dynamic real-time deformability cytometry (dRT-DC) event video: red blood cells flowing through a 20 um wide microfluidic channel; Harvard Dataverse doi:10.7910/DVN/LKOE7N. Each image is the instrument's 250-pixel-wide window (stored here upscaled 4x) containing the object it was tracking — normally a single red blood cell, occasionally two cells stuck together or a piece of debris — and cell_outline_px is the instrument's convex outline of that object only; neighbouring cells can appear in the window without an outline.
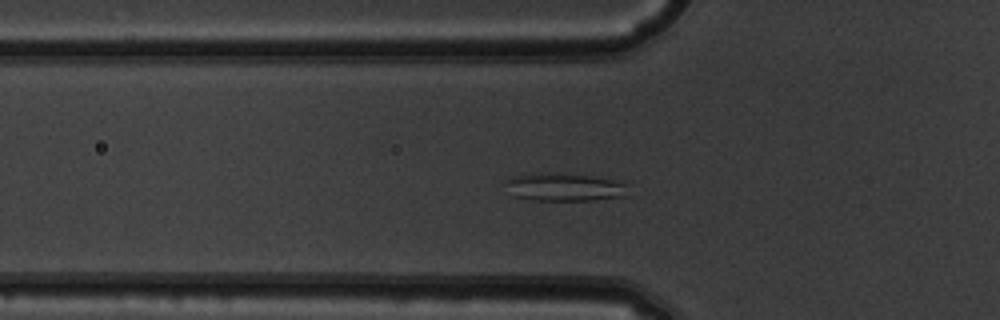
{"species": "common noctule bat (a hibernating species)", "species_latin": "Nyctalus noctula", "temperature_condition": "warm", "stored_images_in_passage": 47, "camera_frame_rate_fps": 3000, "um_per_image_px": 0.085, "animal": {"sex": "male", "body_mass_g": 19.5, "forearm_length_mm": 54.6}, "frame": {"image": 1, "passage_image": 14, "time_ms": 4.333, "image_size_px": [1000, 320], "cell_outline_px": [[632, 184], [624, 196], [592, 200], [532, 200], [512, 196], [504, 180], [512, 176], [548, 172], [588, 176], [624, 180]], "centroid_in_image_um": [48.04, 15.9], "position_along_channel_um": 77.8, "area_um2": 20.29}}
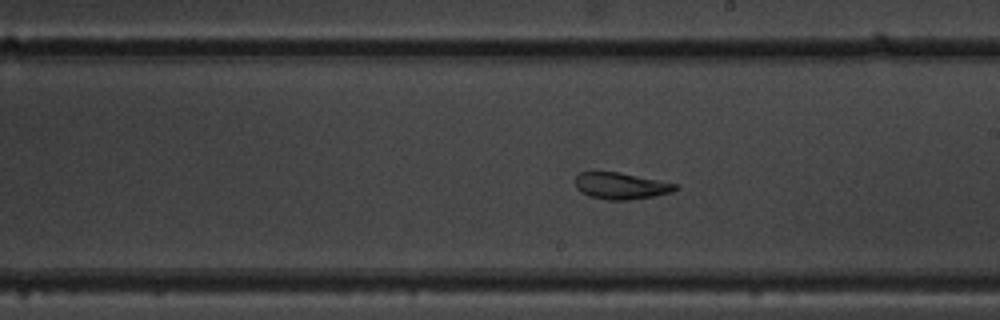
{"frame": {"image": 2, "passage_image": 26, "time_ms": 8.333, "image_size_px": [1000, 320], "cell_outline_px": [[680, 188], [672, 192], [652, 196], [628, 200], [608, 200], [588, 196], [580, 192], [576, 188], [576, 176], [580, 172], [620, 172], [676, 184]], "centroid_in_image_um": [52.76, 15.8], "position_along_channel_um": 236.2, "area_um2": 15.43}}
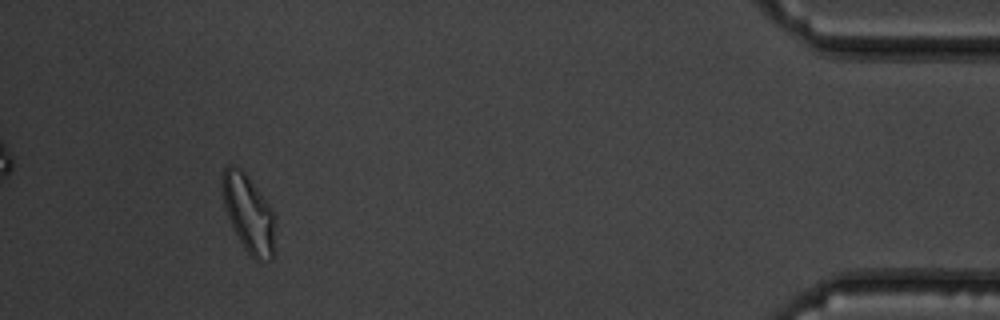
{"frame": {"image": 3, "passage_image": 44, "time_ms": 14.333, "image_size_px": [1000, 320], "cell_outline_px": [[276, 216], [272, 260], [256, 260], [244, 248], [228, 216], [224, 204], [220, 184], [220, 180], [224, 168], [228, 164], [236, 164], [248, 176]], "centroid_in_image_um": [21.12, 18.1], "position_along_channel_um": 414.1, "area_um2": 23.76}, "authors_computed_cell_mechanics": {"area_um2": 20.1722, "velocity_mm_per_s": 3.9666, "shape_relaxation_time_tau1_ms": null, "shape_relaxation_time_tau2_ms": 2.7466, "deformation_change_tau1": null, "deformation_change_tau2": 0.0806}}